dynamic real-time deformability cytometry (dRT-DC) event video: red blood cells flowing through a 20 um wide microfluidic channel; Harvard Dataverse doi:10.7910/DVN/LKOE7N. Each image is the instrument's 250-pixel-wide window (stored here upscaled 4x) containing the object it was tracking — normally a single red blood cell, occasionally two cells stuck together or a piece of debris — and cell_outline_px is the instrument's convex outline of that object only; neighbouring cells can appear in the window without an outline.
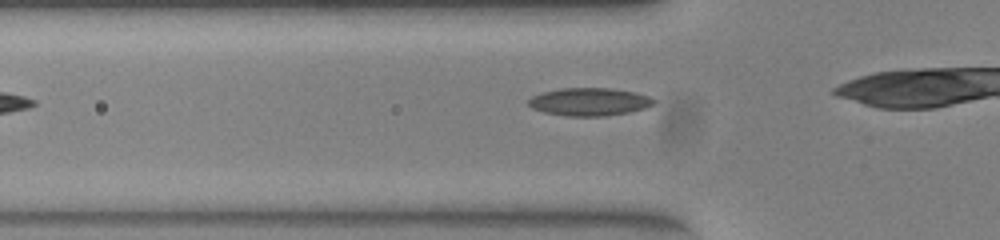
{"species": "common noctule bat (a hibernating species)", "species_latin": "Nyctalus noctula", "temperature_condition": "warm", "stored_images_in_passage": 18, "camera_frame_rate_fps": 3000, "um_per_image_px": 0.085, "animal": {"sex": "female", "body_mass_g": 23.0, "forearm_length_mm": 53.4}, "frame": {"image": 1, "passage_image": 3, "time_ms": 0.667, "image_size_px": [1000, 240], "cell_outline_px": [[656, 104], [644, 108], [628, 112], [604, 116], [568, 116], [544, 112], [532, 108], [528, 104], [528, 100], [532, 96], [544, 92], [560, 88], [612, 88], [636, 92], [648, 96], [656, 100]], "centroid_in_image_um": [50.12, 8.65], "position_along_channel_um": 75.7, "area_um2": 20.35}}
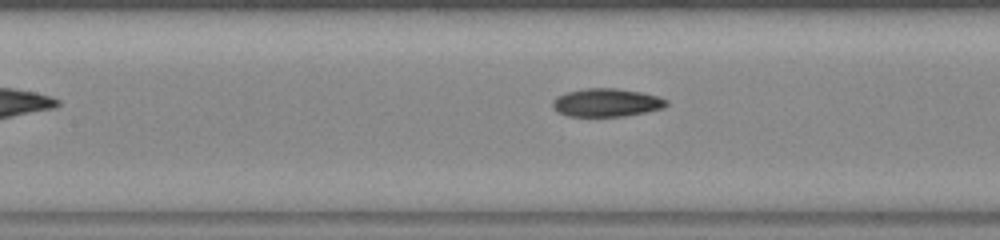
{"frame": {"image": 2, "passage_image": 9, "time_ms": 2.667, "image_size_px": [1000, 240], "cell_outline_px": [[668, 104], [664, 108], [624, 116], [568, 116], [556, 112], [552, 108], [552, 100], [556, 96], [568, 92], [584, 88], [616, 88], [640, 92], [656, 96], [668, 100]], "centroid_in_image_um": [51.51, 8.72], "position_along_channel_um": 155.9, "area_um2": 18.73}}
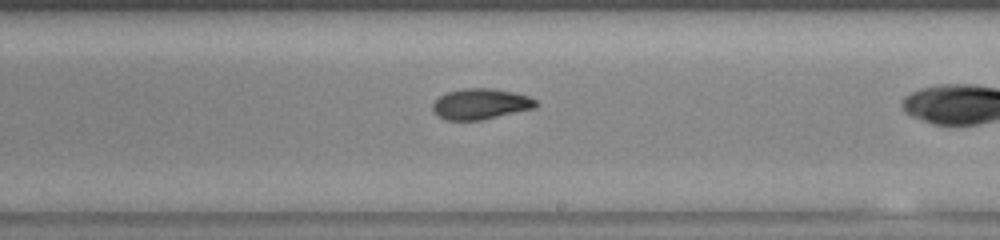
{"frame": {"image": 3, "passage_image": 16, "time_ms": 5.0, "image_size_px": [1000, 240], "cell_outline_px": [[536, 108], [480, 120], [444, 120], [432, 108], [432, 104], [444, 92], [464, 88], [492, 88], [516, 92], [528, 96], [536, 100]], "centroid_in_image_um": [40.86, 8.82], "position_along_channel_um": 248.1, "area_um2": 18.5}}